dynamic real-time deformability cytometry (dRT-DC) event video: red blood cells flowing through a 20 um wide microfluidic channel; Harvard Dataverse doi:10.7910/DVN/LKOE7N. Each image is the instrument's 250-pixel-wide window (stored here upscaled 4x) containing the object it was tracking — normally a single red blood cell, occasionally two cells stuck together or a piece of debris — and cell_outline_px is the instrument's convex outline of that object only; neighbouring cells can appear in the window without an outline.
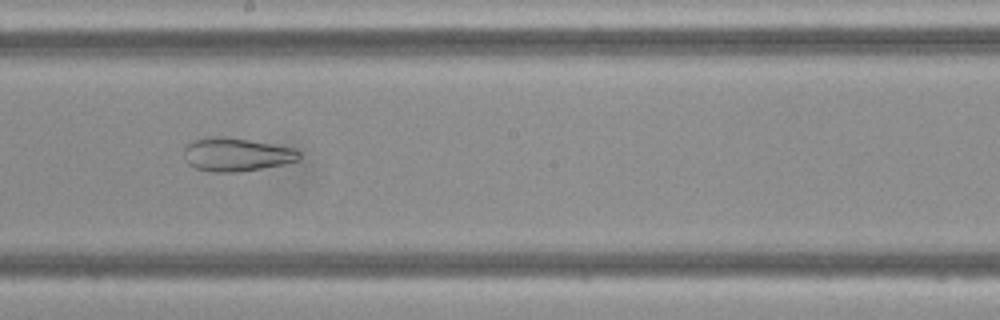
{"species": "Egyptian fruit bat (a non-hibernating species)", "species_latin": "Rousettus aegyptiacus", "temperature_condition": "cold", "stored_images_in_passage": 48, "camera_frame_rate_fps": 3000, "um_per_image_px": 0.085, "frame": {"image": 1, "passage_image": 28, "time_ms": 9.0, "image_size_px": [1000, 320], "cell_outline_px": [[300, 156], [296, 160], [284, 164], [240, 172], [212, 172], [196, 168], [188, 164], [184, 160], [184, 148], [192, 140], [208, 136], [224, 136], [248, 140], [292, 148], [300, 152]], "centroid_in_image_um": [20.02, 13.13], "position_along_channel_um": 228.2, "area_um2": 22.37}}